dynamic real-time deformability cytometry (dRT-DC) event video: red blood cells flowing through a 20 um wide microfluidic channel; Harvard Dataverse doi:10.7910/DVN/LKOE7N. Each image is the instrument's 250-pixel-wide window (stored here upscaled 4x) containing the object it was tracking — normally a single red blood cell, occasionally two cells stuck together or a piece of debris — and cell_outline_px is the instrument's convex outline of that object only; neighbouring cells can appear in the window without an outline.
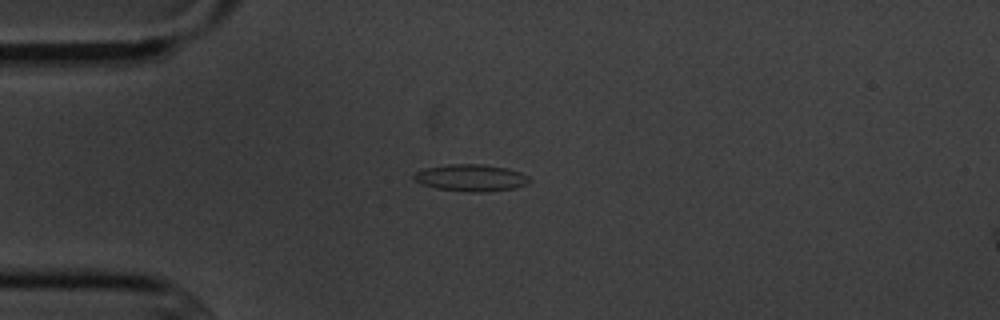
{"species": "common noctule bat (a hibernating species)", "species_latin": "Nyctalus noctula", "temperature_condition": "cold", "stored_images_in_passage": 8, "camera_frame_rate_fps": 3000, "um_per_image_px": 0.085, "animal": {"sex": "male", "body_mass_g": 20.1, "forearm_length_mm": 53.5}, "frame": {"image": 1, "passage_image": 1, "time_ms": 0.0, "image_size_px": [1000, 320], "cell_outline_px": [[532, 180], [528, 184], [516, 188], [484, 192], [472, 192], [436, 188], [420, 184], [412, 176], [416, 172], [424, 168], [448, 164], [484, 164], [508, 168], [520, 172], [528, 176]], "centroid_in_image_um": [40.06, 15.11], "position_along_channel_um": 44.9, "area_um2": 18.26}}
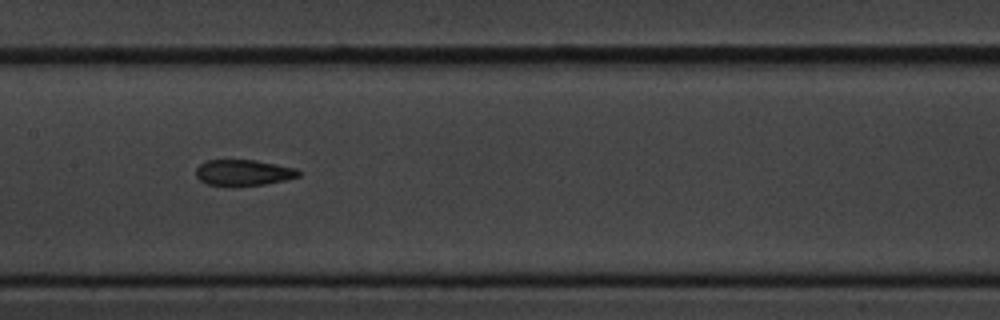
{"frame": {"image": 2, "passage_image": 5, "time_ms": 4.333, "image_size_px": [1000, 320], "cell_outline_px": [[300, 176], [284, 180], [264, 184], [208, 184], [200, 180], [196, 176], [196, 168], [204, 160], [256, 160], [296, 168], [300, 172]], "centroid_in_image_um": [20.69, 14.64], "position_along_channel_um": 186.7, "area_um2": 15.09}}
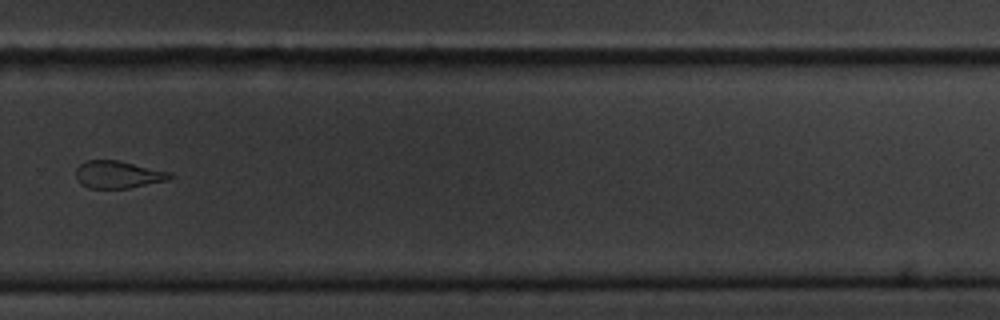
{"frame": {"image": 3, "passage_image": 8, "time_ms": 8.0, "image_size_px": [1000, 320], "cell_outline_px": [[172, 176], [168, 180], [128, 188], [88, 188], [80, 184], [76, 180], [76, 168], [84, 160], [120, 160], [172, 172]], "centroid_in_image_um": [10.01, 14.82], "position_along_channel_um": 319.8, "area_um2": 15.2}}